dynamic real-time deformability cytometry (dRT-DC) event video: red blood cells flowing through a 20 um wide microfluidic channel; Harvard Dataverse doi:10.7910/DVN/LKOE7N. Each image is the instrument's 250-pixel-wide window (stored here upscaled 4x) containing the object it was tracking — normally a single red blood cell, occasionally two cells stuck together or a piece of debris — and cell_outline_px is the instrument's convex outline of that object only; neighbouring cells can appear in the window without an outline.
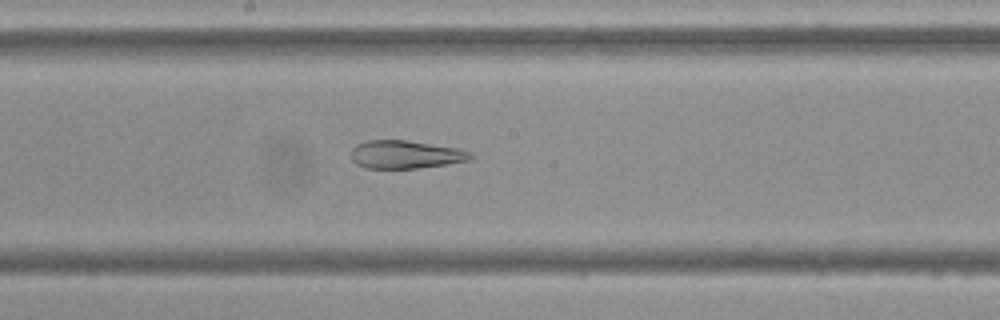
{"species": "Egyptian fruit bat (a non-hibernating species)", "species_latin": "Rousettus aegyptiacus", "temperature_condition": "cold", "stored_images_in_passage": 47, "camera_frame_rate_fps": 3000, "um_per_image_px": 0.085, "frame": {"image": 1, "passage_image": 21, "time_ms": 6.667, "image_size_px": [1000, 320], "cell_outline_px": [[472, 156], [468, 160], [444, 164], [416, 168], [364, 168], [356, 164], [352, 160], [352, 148], [356, 144], [368, 140], [408, 140], [456, 148], [468, 152]], "centroid_in_image_um": [34.38, 13.13], "position_along_channel_um": 213.8, "area_um2": 19.25}}
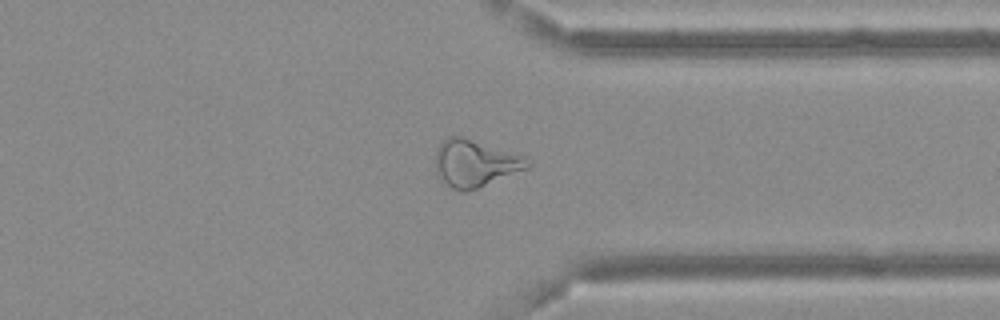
{"frame": {"image": 2, "passage_image": 34, "time_ms": 11.0, "image_size_px": [1000, 320], "cell_outline_px": [[532, 164], [528, 168], [476, 188], [464, 192], [460, 192], [452, 188], [436, 172], [436, 152], [440, 144], [448, 136], [464, 136], [528, 156]], "centroid_in_image_um": [40.43, 13.84], "position_along_channel_um": 371.0, "area_um2": 25.26}}
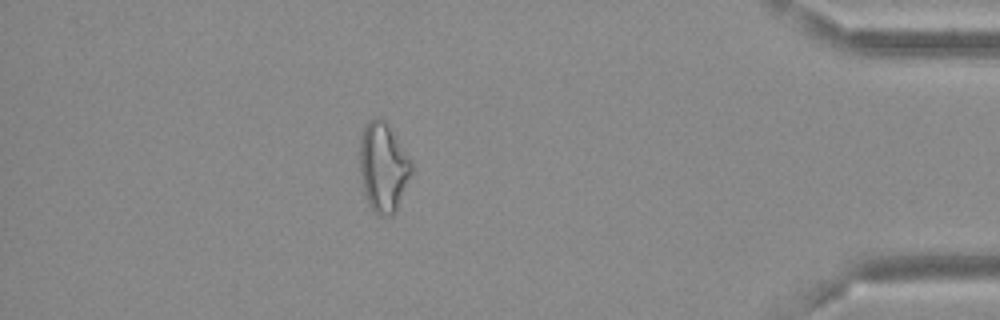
{"frame": {"image": 3, "passage_image": 40, "time_ms": 13.0, "image_size_px": [1000, 320], "cell_outline_px": [[412, 172], [396, 212], [392, 216], [380, 216], [368, 204], [364, 192], [360, 172], [360, 132], [364, 124], [372, 116], [376, 116], [384, 120], [388, 124], [412, 164]], "centroid_in_image_um": [32.55, 14.19], "position_along_channel_um": 402.7, "area_um2": 26.99}, "authors_computed_cell_mechanics": {"area_um2": 25.2586, "velocity_mm_per_s": 3.675, "shape_relaxation_time_tau1_ms": null, "shape_relaxation_time_tau2_ms": 2.3549, "deformation_change_tau1": null, "deformation_change_tau2": 0.0974}}